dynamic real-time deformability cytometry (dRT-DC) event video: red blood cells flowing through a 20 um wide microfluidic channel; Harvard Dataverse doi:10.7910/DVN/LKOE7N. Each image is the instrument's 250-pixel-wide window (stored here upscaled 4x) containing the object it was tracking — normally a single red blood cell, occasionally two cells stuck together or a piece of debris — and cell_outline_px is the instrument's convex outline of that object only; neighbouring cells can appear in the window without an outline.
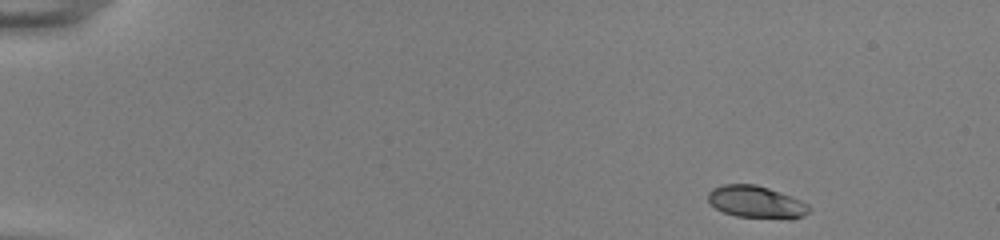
{"species": "common noctule bat (a hibernating species)", "species_latin": "Nyctalus noctula", "temperature_condition": "room temperature", "stored_images_in_passage": 48, "camera_frame_rate_fps": 3000, "um_per_image_px": 0.085, "animal": {"sex": "female", "body_mass_g": 22.0, "forearm_length_mm": 56.7}, "frame": {"image": 1, "passage_image": 1, "time_ms": 0.0, "image_size_px": [1000, 240], "cell_outline_px": [[812, 208], [804, 216], [792, 220], [788, 220], [736, 216], [724, 212], [716, 208], [708, 200], [708, 192], [712, 188], [724, 184], [756, 184], [792, 196], [808, 204]], "centroid_in_image_um": [64.32, 17.19], "position_along_channel_um": 20.7, "area_um2": 19.25}}
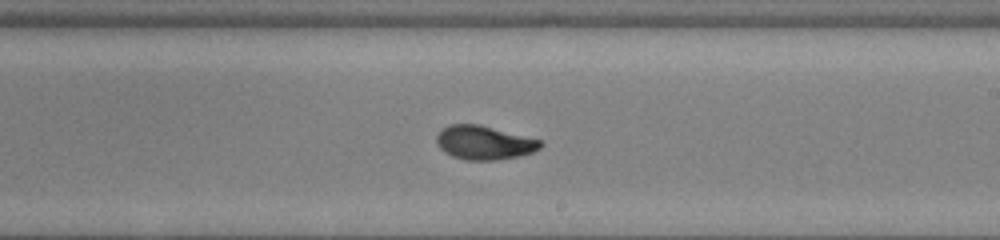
{"frame": {"image": 2, "passage_image": 28, "time_ms": 9.0, "image_size_px": [1000, 240], "cell_outline_px": [[544, 144], [540, 148], [532, 152], [520, 156], [496, 160], [464, 160], [452, 156], [444, 152], [440, 148], [436, 140], [436, 136], [448, 124], [480, 124], [540, 140]], "centroid_in_image_um": [41.15, 12.13], "position_along_channel_um": 247.9, "area_um2": 20.46}}
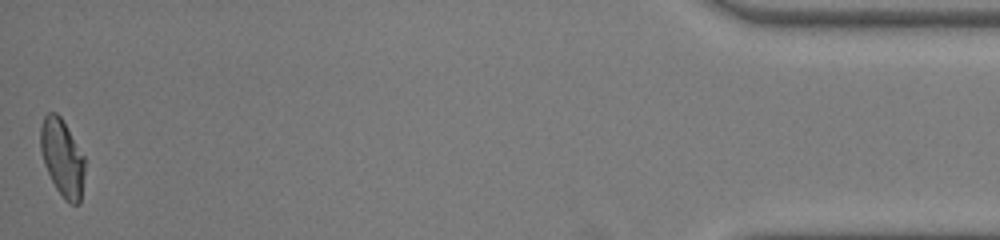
{"frame": {"image": 3, "passage_image": 48, "time_ms": 15.667, "image_size_px": [1000, 240], "cell_outline_px": [[84, 172], [80, 204], [72, 204], [64, 200], [56, 188], [44, 164], [40, 148], [40, 128], [44, 116], [48, 112], [56, 112], [60, 116], [84, 156]], "centroid_in_image_um": [5.28, 13.41], "position_along_channel_um": 429.9, "area_um2": 19.71}, "authors_computed_cell_mechanics": {"area_um2": 20.2011, "velocity_mm_per_s": 3.8629, "shape_relaxation_time_tau1_ms": 4.4426, "shape_relaxation_time_tau2_ms": 1.1298, "deformation_change_tau1": 0.1788, "deformation_change_tau2": 0.0617}}